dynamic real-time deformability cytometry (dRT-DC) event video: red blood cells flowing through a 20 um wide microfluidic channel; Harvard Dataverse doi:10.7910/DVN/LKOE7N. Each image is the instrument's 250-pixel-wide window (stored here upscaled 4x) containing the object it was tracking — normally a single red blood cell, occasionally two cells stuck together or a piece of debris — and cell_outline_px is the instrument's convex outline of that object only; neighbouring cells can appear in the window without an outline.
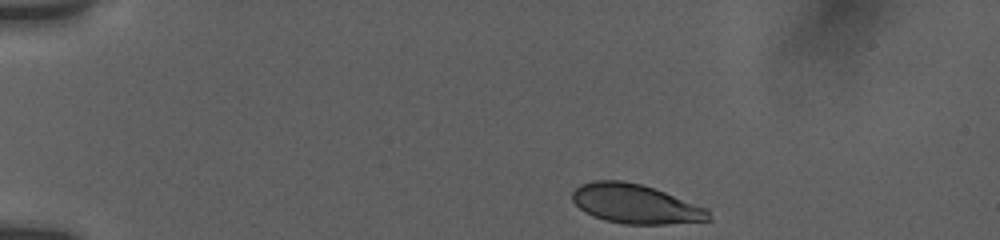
{"species": "human", "species_latin": "Homo sapiens", "temperature_condition": "room temperature", "stored_images_in_passage": 18, "camera_frame_rate_fps": 3000, "um_per_image_px": 0.085, "donor": {"sex": "female"}, "frame": {"image": 1, "passage_image": 1, "time_ms": 0.0, "image_size_px": [1000, 240], "cell_outline_px": [[712, 220], [668, 224], [624, 224], [604, 220], [592, 216], [584, 212], [572, 200], [572, 192], [580, 184], [596, 180], [624, 180], [640, 184], [664, 192], [708, 208]], "centroid_in_image_um": [54.01, 17.34], "position_along_channel_um": 31.0, "area_um2": 31.27}}
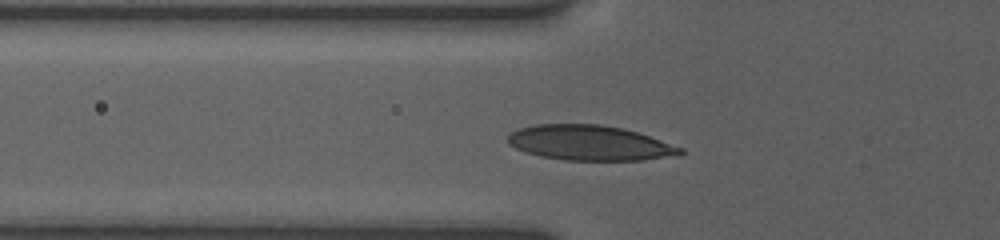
{"frame": {"image": 2, "passage_image": 11, "time_ms": 3.333, "image_size_px": [1000, 240], "cell_outline_px": [[684, 152], [680, 156], [644, 160], [564, 160], [540, 156], [524, 152], [508, 144], [508, 136], [512, 132], [520, 128], [536, 124], [600, 124], [624, 128], [684, 148]], "centroid_in_image_um": [50.15, 12.15], "position_along_channel_um": 75.6, "area_um2": 35.37}}
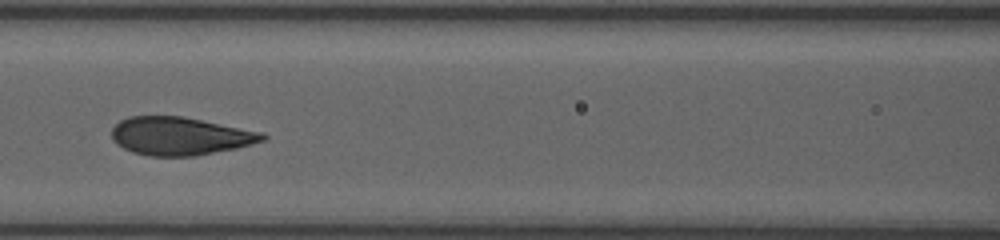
{"frame": {"image": 3, "passage_image": 16, "time_ms": 5.333, "image_size_px": [1000, 240], "cell_outline_px": [[268, 136], [264, 140], [252, 144], [236, 148], [196, 156], [148, 156], [132, 152], [116, 144], [112, 140], [112, 128], [120, 120], [128, 116], [184, 116], [264, 132]], "centroid_in_image_um": [15.31, 11.56], "position_along_channel_um": 151.3, "area_um2": 33.76}}